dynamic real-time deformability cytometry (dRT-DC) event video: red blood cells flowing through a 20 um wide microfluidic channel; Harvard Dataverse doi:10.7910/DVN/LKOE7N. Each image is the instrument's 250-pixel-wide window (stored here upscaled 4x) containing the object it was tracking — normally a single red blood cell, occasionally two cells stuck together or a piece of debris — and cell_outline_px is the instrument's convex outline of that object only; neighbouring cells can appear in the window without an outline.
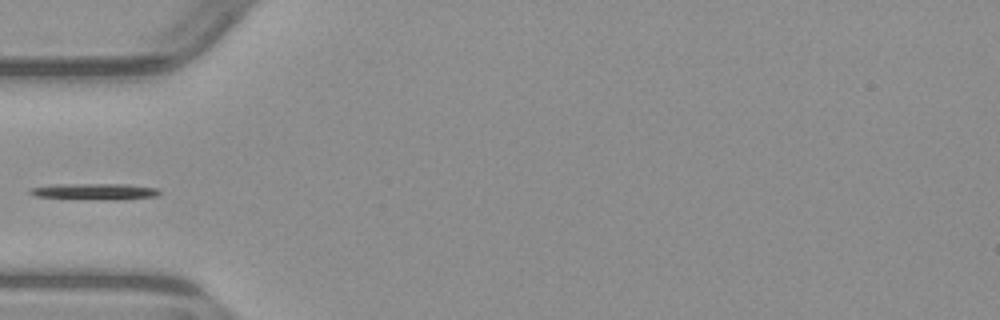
{"species": "common noctule bat (a hibernating species)", "species_latin": "Nyctalus noctula", "temperature_condition": "warm", "stored_images_in_passage": 5, "camera_frame_rate_fps": 3000, "um_per_image_px": 0.085, "animal": {"sex": "male", "body_mass_g": 23.1, "forearm_length_mm": 52.7}, "frame": {"image": 1, "passage_image": 5, "time_ms": 5.0, "image_size_px": [1000, 320], "cell_outline_px": [[160, 192], [156, 196], [116, 200], [108, 200], [36, 196], [28, 192], [32, 188], [56, 184], [128, 184], [156, 188]], "centroid_in_image_um": [8.1, 16.27], "position_along_channel_um": 76.9, "area_um2": 12.02}}